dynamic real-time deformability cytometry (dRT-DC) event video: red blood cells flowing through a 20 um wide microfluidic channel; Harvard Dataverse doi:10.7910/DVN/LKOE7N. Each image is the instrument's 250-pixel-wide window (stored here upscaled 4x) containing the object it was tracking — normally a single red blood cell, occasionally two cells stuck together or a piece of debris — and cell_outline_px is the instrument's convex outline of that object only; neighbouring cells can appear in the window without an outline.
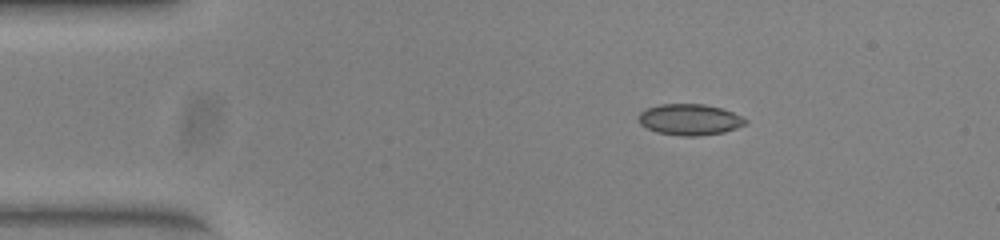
{"species": "common noctule bat (a hibernating species)", "species_latin": "Nyctalus noctula", "temperature_condition": "warm", "stored_images_in_passage": 44, "camera_frame_rate_fps": 3000, "um_per_image_px": 0.085, "animal": {"sex": "female", "body_mass_g": 23.0, "forearm_length_mm": 53.4}, "frame": {"image": 1, "passage_image": 1, "time_ms": 0.0, "image_size_px": [1000, 240], "cell_outline_px": [[748, 120], [744, 124], [736, 128], [724, 132], [696, 136], [684, 136], [656, 132], [640, 124], [640, 112], [648, 108], [660, 104], [704, 104], [720, 108], [732, 112]], "centroid_in_image_um": [58.62, 10.16], "position_along_channel_um": 26.4, "area_um2": 19.07}}
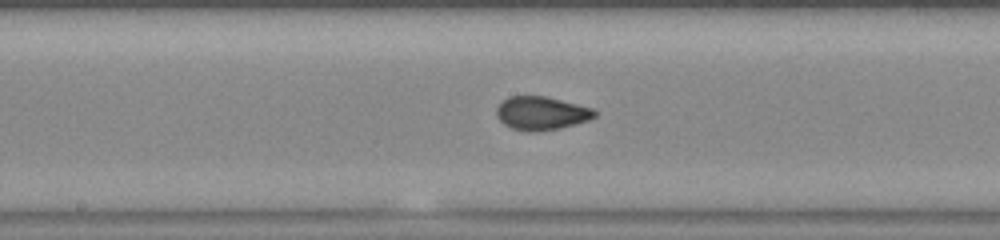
{"frame": {"image": 2, "passage_image": 19, "time_ms": 6.0, "image_size_px": [1000, 240], "cell_outline_px": [[596, 116], [588, 120], [576, 124], [560, 128], [536, 132], [528, 132], [512, 128], [504, 124], [496, 116], [496, 108], [508, 96], [548, 96], [592, 108], [596, 112]], "centroid_in_image_um": [46.01, 9.62], "position_along_channel_um": 202.2, "area_um2": 19.19}}
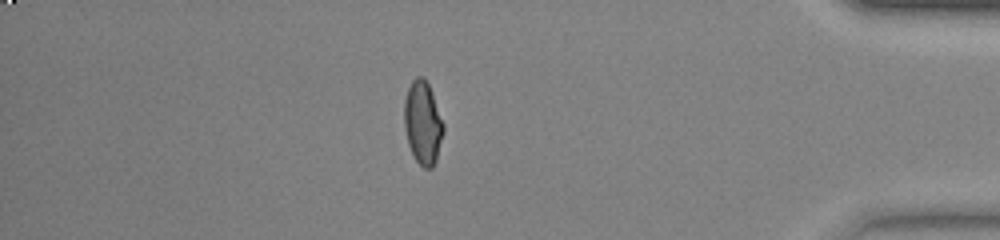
{"frame": {"image": 3, "passage_image": 37, "time_ms": 12.0, "image_size_px": [1000, 240], "cell_outline_px": [[444, 132], [436, 160], [432, 168], [424, 168], [416, 160], [408, 144], [404, 128], [404, 100], [408, 88], [412, 80], [416, 76], [424, 76], [432, 92], [444, 124]], "centroid_in_image_um": [35.93, 10.41], "position_along_channel_um": 399.3, "area_um2": 19.07}}